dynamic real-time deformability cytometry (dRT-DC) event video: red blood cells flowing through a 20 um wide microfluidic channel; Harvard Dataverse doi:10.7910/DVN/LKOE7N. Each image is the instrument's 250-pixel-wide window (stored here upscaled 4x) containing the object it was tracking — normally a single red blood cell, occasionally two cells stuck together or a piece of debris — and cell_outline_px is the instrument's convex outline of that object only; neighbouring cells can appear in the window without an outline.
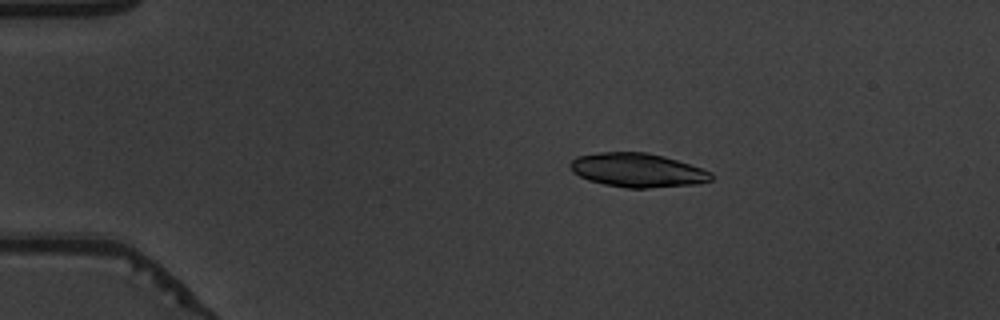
{"species": "common noctule bat (a hibernating species)", "species_latin": "Nyctalus noctula", "temperature_condition": "warm", "stored_images_in_passage": 18, "camera_frame_rate_fps": 3000, "um_per_image_px": 0.085, "animal": {"sex": "male", "body_mass_g": 19.5, "forearm_length_mm": 54.6}, "frame": {"image": 1, "passage_image": 11, "time_ms": 3.333, "image_size_px": [1000, 320], "cell_outline_px": [[712, 180], [696, 184], [648, 188], [628, 188], [604, 184], [588, 180], [572, 172], [568, 164], [576, 156], [600, 152], [644, 152], [664, 156], [712, 172]], "centroid_in_image_um": [54.15, 14.46], "position_along_channel_um": 30.9, "area_um2": 27.8}}